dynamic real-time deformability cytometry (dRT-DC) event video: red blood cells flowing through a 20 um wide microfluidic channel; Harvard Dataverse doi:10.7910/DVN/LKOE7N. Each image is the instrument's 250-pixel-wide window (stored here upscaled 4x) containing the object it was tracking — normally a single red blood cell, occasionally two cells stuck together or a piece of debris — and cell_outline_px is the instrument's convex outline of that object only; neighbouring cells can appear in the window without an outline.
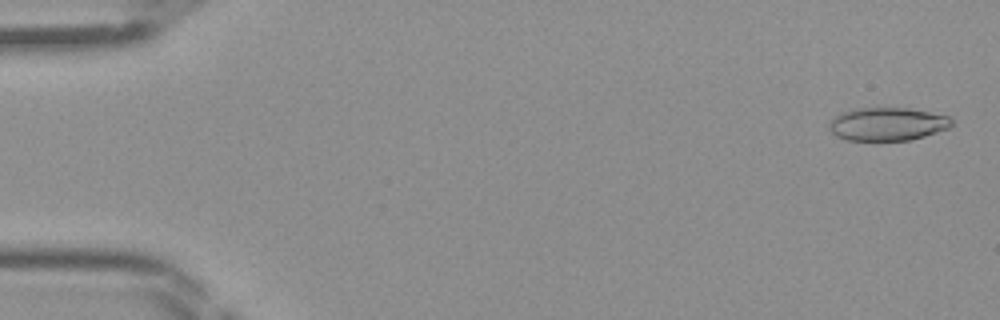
{"species": "Egyptian fruit bat (a non-hibernating species)", "species_latin": "Rousettus aegyptiacus", "temperature_condition": "room temperature", "stored_images_in_passage": 45, "camera_frame_rate_fps": 3000, "um_per_image_px": 0.085, "frame": {"image": 1, "passage_image": 2, "time_ms": 0.333, "image_size_px": [1000, 320], "cell_outline_px": [[952, 124], [948, 128], [912, 140], [844, 140], [836, 136], [828, 128], [828, 124], [832, 116], [840, 112], [852, 108], [908, 108], [948, 116], [952, 120]], "centroid_in_image_um": [75.35, 10.54], "position_along_channel_um": 9.7, "area_um2": 23.81}}
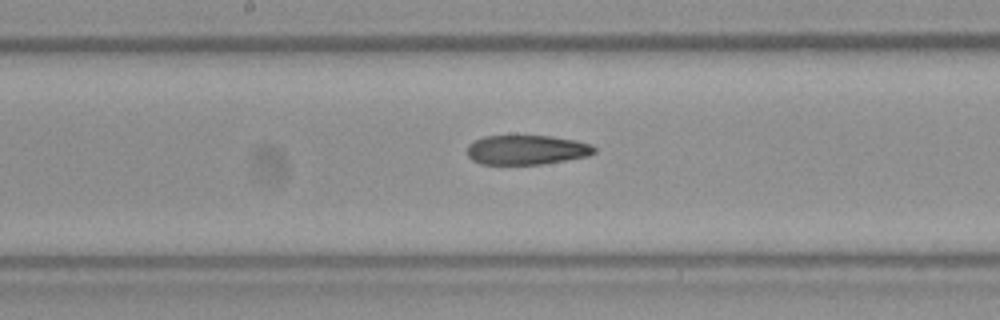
{"frame": {"image": 2, "passage_image": 24, "time_ms": 7.667, "image_size_px": [1000, 320], "cell_outline_px": [[596, 152], [588, 156], [540, 164], [480, 164], [472, 160], [468, 156], [468, 144], [484, 136], [552, 136], [576, 140], [592, 144], [596, 148]], "centroid_in_image_um": [44.78, 12.73], "position_along_channel_um": 203.4, "area_um2": 21.85}}
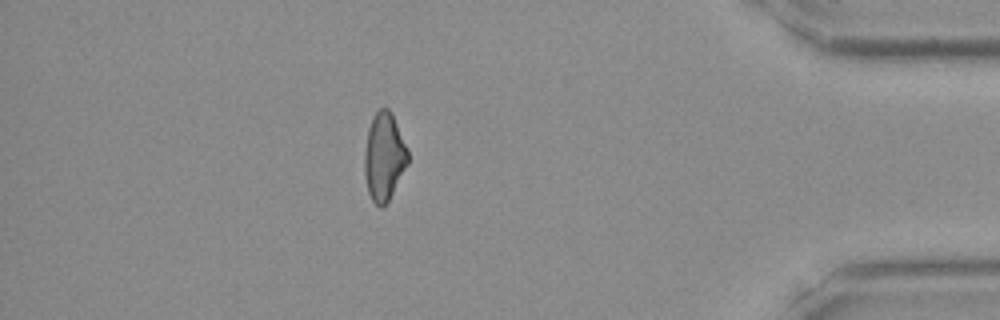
{"frame": {"image": 3, "passage_image": 40, "time_ms": 13.0, "image_size_px": [1000, 320], "cell_outline_px": [[408, 164], [388, 200], [380, 208], [372, 200], [368, 192], [364, 172], [364, 152], [368, 128], [372, 116], [380, 108], [388, 108], [392, 112], [408, 148]], "centroid_in_image_um": [32.64, 13.27], "position_along_channel_um": 402.6, "area_um2": 22.31}}